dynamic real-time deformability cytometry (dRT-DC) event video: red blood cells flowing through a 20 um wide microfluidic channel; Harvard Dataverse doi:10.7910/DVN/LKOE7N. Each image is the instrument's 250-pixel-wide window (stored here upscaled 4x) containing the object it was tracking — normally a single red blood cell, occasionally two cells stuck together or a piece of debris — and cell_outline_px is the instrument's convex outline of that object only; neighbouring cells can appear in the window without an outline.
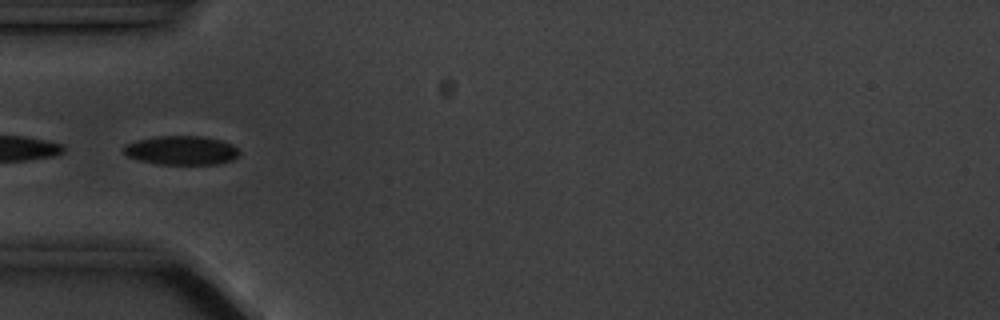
{"species": "common noctule bat (a hibernating species)", "species_latin": "Nyctalus noctula", "temperature_condition": "cold", "stored_images_in_passage": 6, "camera_frame_rate_fps": 3000, "um_per_image_px": 0.085, "animal": {"sex": "male", "body_mass_g": 20.1, "forearm_length_mm": 53.5}, "frame": {"image": 1, "passage_image": 5, "time_ms": 5.333, "image_size_px": [1000, 320], "cell_outline_px": [[240, 152], [232, 160], [216, 164], [156, 164], [140, 160], [128, 156], [124, 152], [124, 144], [136, 140], [156, 136], [204, 136], [220, 140], [232, 144]], "centroid_in_image_um": [15.4, 12.77], "position_along_channel_um": 69.6, "area_um2": 19.48}}
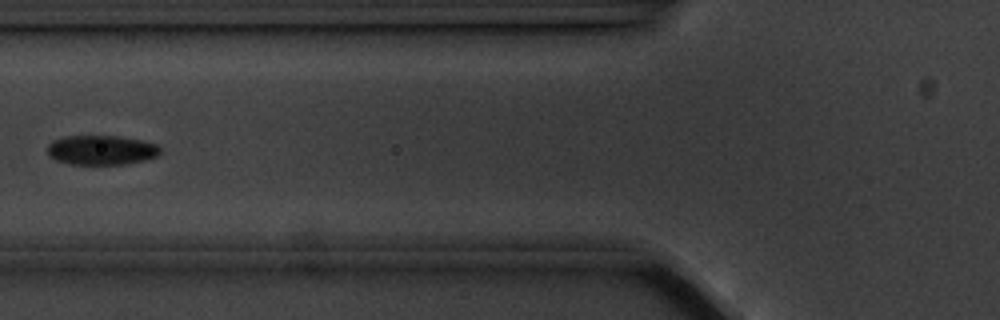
{"frame": {"image": 2, "passage_image": 6, "time_ms": 6.667, "image_size_px": [1000, 320], "cell_outline_px": [[160, 152], [156, 156], [144, 160], [124, 164], [72, 164], [56, 160], [48, 156], [48, 144], [52, 140], [64, 136], [120, 136], [144, 140], [156, 144], [160, 148]], "centroid_in_image_um": [8.6, 12.74], "position_along_channel_um": 117.2, "area_um2": 19.48}}